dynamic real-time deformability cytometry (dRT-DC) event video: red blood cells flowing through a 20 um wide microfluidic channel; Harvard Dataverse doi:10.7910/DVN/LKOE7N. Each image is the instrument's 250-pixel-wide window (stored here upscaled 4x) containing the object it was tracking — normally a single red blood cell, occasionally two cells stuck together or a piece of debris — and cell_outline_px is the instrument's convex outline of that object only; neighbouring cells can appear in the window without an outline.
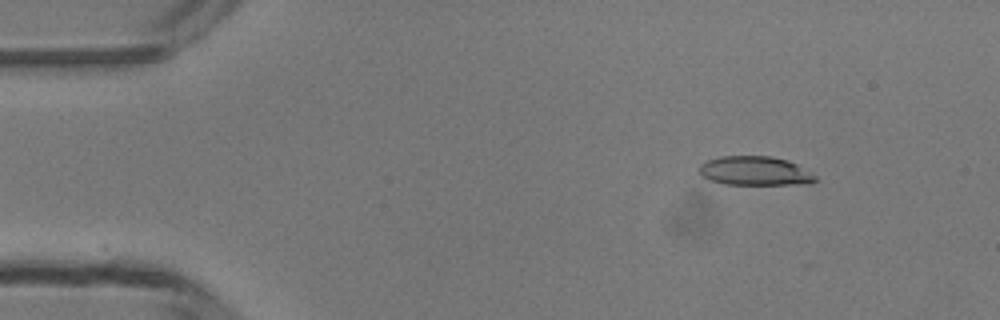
{"species": "common noctule bat (a hibernating species)", "species_latin": "Nyctalus noctula", "temperature_condition": "room temperature", "stored_images_in_passage": 44, "camera_frame_rate_fps": 3000, "um_per_image_px": 0.085, "animal": {"sex": "male", "body_mass_g": 13.3}, "frame": {"image": 1, "passage_image": 1, "time_ms": 0.0, "image_size_px": [1000, 320], "cell_outline_px": [[816, 180], [812, 184], [724, 184], [708, 180], [700, 172], [700, 164], [708, 160], [720, 156], [772, 156], [788, 160], [796, 164], [816, 176]], "centroid_in_image_um": [64.18, 14.53], "position_along_channel_um": 20.8, "area_um2": 19.59}}
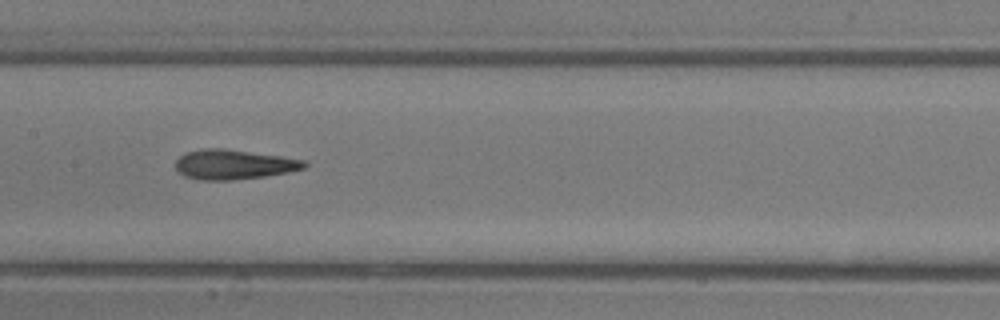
{"frame": {"image": 2, "passage_image": 19, "time_ms": 6.0, "image_size_px": [1000, 320], "cell_outline_px": [[308, 164], [304, 168], [288, 172], [264, 176], [232, 180], [200, 180], [184, 176], [176, 168], [176, 160], [184, 152], [200, 148], [224, 148], [308, 160]], "centroid_in_image_um": [19.86, 13.97], "position_along_channel_um": 187.5, "area_um2": 22.43}}
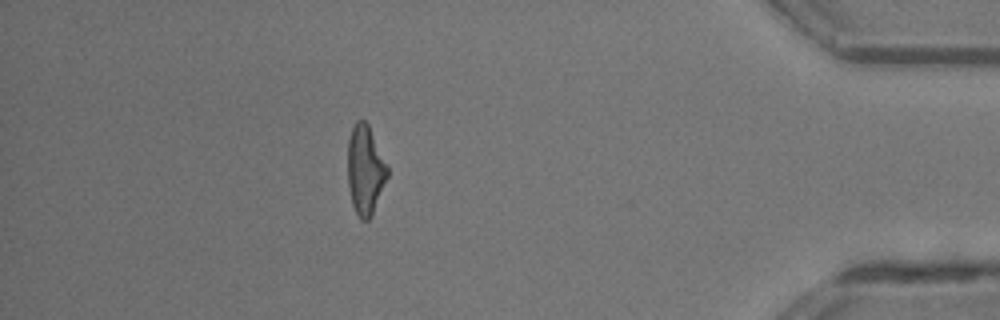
{"frame": {"image": 3, "passage_image": 38, "time_ms": 12.333, "image_size_px": [1000, 320], "cell_outline_px": [[388, 176], [372, 216], [368, 220], [360, 220], [352, 204], [348, 184], [348, 140], [352, 128], [356, 120], [364, 120], [368, 124], [388, 168]], "centroid_in_image_um": [31.04, 14.47], "position_along_channel_um": 404.2, "area_um2": 20.52}, "authors_computed_cell_mechanics": {"area_um2": 21.6172, "velocity_mm_per_s": 4.2192, "shape_relaxation_time_tau1_ms": null, "shape_relaxation_time_tau2_ms": 2.4186, "deformation_change_tau1": null, "deformation_change_tau2": 0.1197}}